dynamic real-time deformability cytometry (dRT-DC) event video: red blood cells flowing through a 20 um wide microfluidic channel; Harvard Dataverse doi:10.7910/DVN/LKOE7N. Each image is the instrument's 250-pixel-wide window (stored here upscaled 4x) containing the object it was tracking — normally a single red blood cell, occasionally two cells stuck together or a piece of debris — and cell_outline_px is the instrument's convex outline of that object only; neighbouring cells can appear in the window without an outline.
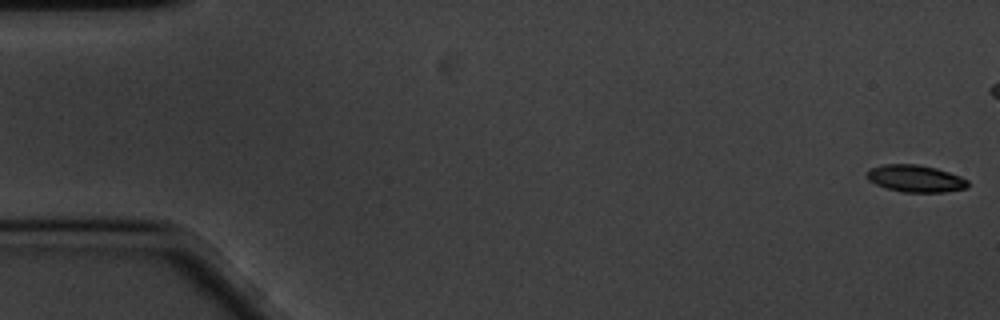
{"species": "common noctule bat (a hibernating species)", "species_latin": "Nyctalus noctula", "temperature_condition": "cold", "stored_images_in_passage": 60, "camera_frame_rate_fps": 3000, "um_per_image_px": 0.085, "animal": {"sex": "male", "body_mass_g": 20.1, "forearm_length_mm": 53.5}, "frame": {"image": 1, "passage_image": 1, "time_ms": 0.0, "image_size_px": [1000, 320], "cell_outline_px": [[968, 188], [944, 192], [904, 192], [884, 188], [868, 180], [864, 176], [872, 168], [884, 164], [916, 164], [936, 168], [960, 176], [968, 180]], "centroid_in_image_um": [77.81, 15.18], "position_along_channel_um": 7.2, "area_um2": 15.95}}
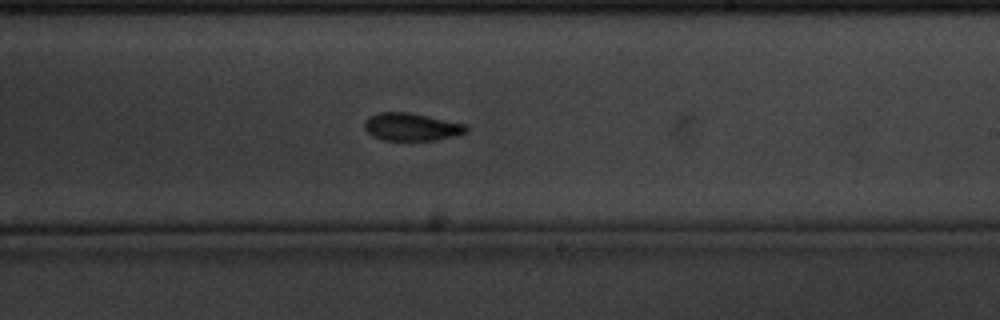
{"frame": {"image": 2, "passage_image": 35, "time_ms": 11.333, "image_size_px": [1000, 320], "cell_outline_px": [[468, 132], [460, 136], [436, 140], [384, 140], [372, 136], [364, 128], [364, 124], [368, 116], [376, 112], [408, 112], [468, 124]], "centroid_in_image_um": [35.02, 10.79], "position_along_channel_um": 254.0, "area_um2": 16.76}}
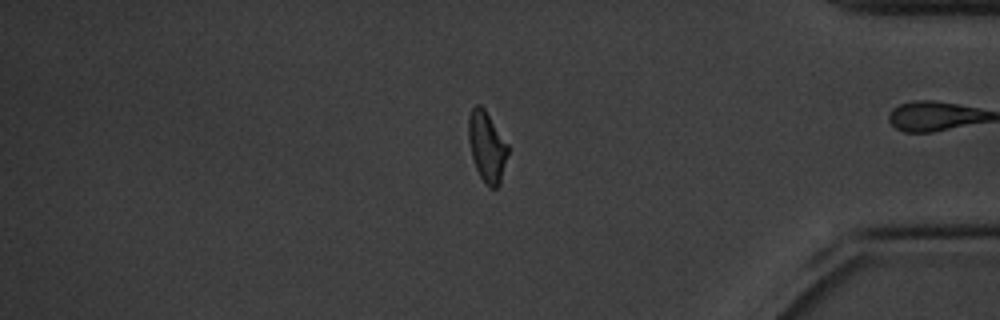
{"frame": {"image": 3, "passage_image": 50, "time_ms": 16.333, "image_size_px": [1000, 320], "cell_outline_px": [[508, 152], [500, 184], [496, 188], [488, 188], [484, 184], [476, 168], [472, 156], [468, 140], [468, 116], [472, 108], [476, 104], [480, 104], [484, 108], [508, 144]], "centroid_in_image_um": [41.38, 12.47], "position_along_channel_um": 393.8, "area_um2": 16.24}, "authors_computed_cell_mechanics": {"area_um2": 16.6753, "velocity_mm_per_s": 3.363, "shape_relaxation_time_tau1_ms": 3.114, "shape_relaxation_time_tau2_ms": 4.3911, "deformation_change_tau1": 0.1131, "deformation_change_tau2": 0.0895}}